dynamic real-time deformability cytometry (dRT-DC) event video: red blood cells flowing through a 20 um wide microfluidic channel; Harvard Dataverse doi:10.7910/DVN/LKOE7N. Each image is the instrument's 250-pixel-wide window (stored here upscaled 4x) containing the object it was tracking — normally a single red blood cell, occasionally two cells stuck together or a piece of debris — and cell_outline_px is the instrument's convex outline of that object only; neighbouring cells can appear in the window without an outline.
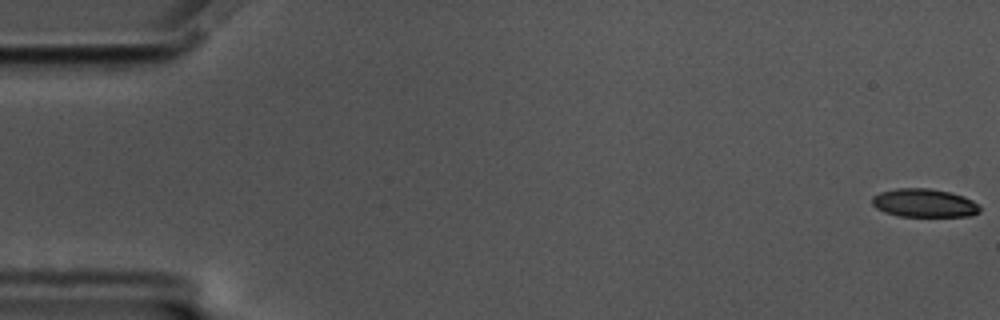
{"species": "common noctule bat (a hibernating species)", "species_latin": "Nyctalus noctula", "temperature_condition": "cold", "stored_images_in_passage": 9, "camera_frame_rate_fps": 3000, "um_per_image_px": 0.085, "animal": {"sex": "male", "body_mass_g": 17.5, "forearm_length_mm": 52.3}, "frame": {"image": 1, "passage_image": 1, "time_ms": 0.0, "image_size_px": [1000, 320], "cell_outline_px": [[980, 212], [972, 216], [900, 216], [884, 212], [876, 208], [872, 204], [872, 196], [880, 192], [896, 188], [932, 188], [964, 196], [980, 204]], "centroid_in_image_um": [78.57, 17.25], "position_along_channel_um": 6.4, "area_um2": 17.98}}